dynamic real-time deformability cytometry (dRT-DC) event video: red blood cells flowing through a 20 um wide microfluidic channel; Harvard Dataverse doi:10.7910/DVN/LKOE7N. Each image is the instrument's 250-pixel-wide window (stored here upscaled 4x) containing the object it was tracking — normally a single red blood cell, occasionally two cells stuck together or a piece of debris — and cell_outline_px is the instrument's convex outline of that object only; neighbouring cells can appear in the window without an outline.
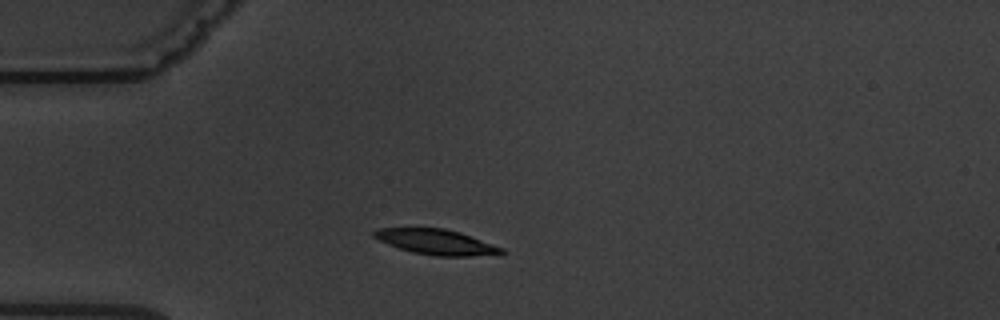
{"species": "common noctule bat (a hibernating species)", "species_latin": "Nyctalus noctula", "temperature_condition": "warm", "stored_images_in_passage": 4, "camera_frame_rate_fps": 3000, "um_per_image_px": 0.085, "animal": {"sex": "male", "body_mass_g": 19.5, "forearm_length_mm": 54.6}, "frame": {"image": 1, "passage_image": 2, "time_ms": 1.0, "image_size_px": [1000, 320], "cell_outline_px": [[508, 252], [472, 256], [436, 256], [412, 252], [388, 244], [372, 236], [372, 232], [376, 228], [444, 228], [460, 232], [504, 248]], "centroid_in_image_um": [37.07, 20.56], "position_along_channel_um": 47.9, "area_um2": 18.67}}
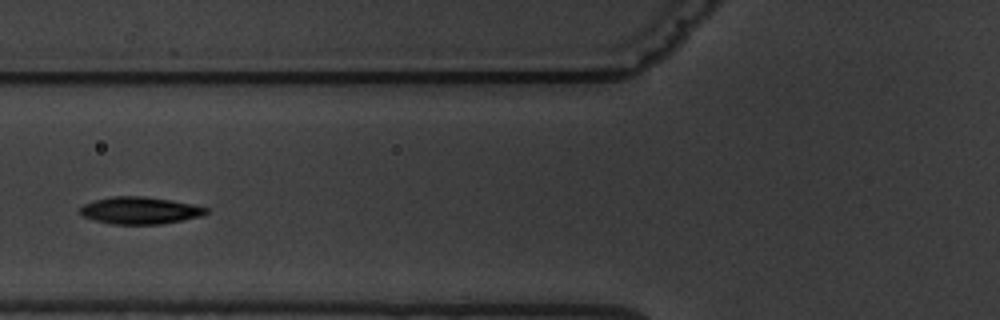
{"frame": {"image": 2, "passage_image": 4, "time_ms": 3.333, "image_size_px": [1000, 320], "cell_outline_px": [[208, 212], [200, 216], [160, 224], [112, 224], [96, 220], [84, 216], [80, 212], [80, 208], [84, 204], [96, 200], [112, 196], [144, 196], [172, 200], [192, 204], [208, 208]], "centroid_in_image_um": [11.9, 17.88], "position_along_channel_um": 113.9, "area_um2": 19.65}}